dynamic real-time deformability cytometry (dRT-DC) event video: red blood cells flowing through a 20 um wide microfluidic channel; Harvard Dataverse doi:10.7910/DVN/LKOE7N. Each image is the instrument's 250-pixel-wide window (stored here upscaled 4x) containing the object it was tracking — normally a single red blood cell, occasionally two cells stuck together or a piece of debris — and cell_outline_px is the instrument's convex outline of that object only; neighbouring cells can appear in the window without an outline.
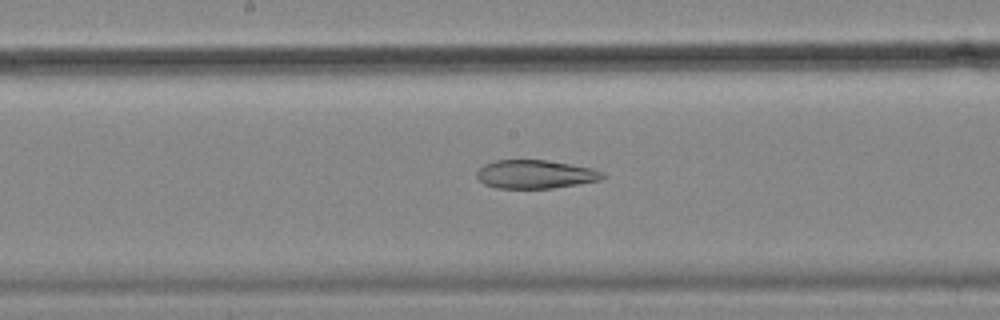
{"species": "common noctule bat (a hibernating species)", "species_latin": "Nyctalus noctula", "temperature_condition": "cold", "stored_images_in_passage": 48, "camera_frame_rate_fps": 3000, "um_per_image_px": 0.085, "animal": {"sex": "female", "body_mass_g": 18.4}, "frame": {"image": 1, "passage_image": 26, "time_ms": 8.333, "image_size_px": [1000, 320], "cell_outline_px": [[604, 176], [600, 180], [580, 184], [552, 188], [496, 188], [484, 184], [476, 176], [476, 172], [484, 164], [496, 160], [544, 160], [592, 168], [604, 172]], "centroid_in_image_um": [45.49, 14.82], "position_along_channel_um": 202.7, "area_um2": 20.81}}
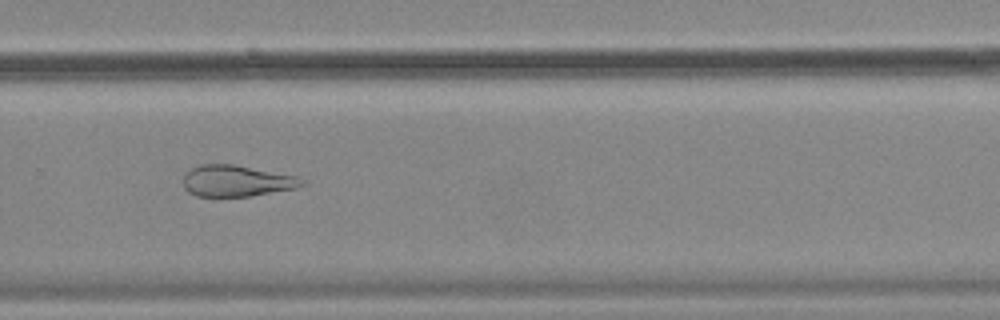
{"frame": {"image": 2, "passage_image": 35, "time_ms": 11.333, "image_size_px": [1000, 320], "cell_outline_px": [[304, 184], [296, 188], [248, 196], [196, 196], [188, 192], [184, 188], [184, 172], [200, 164], [232, 164], [296, 176], [304, 180]], "centroid_in_image_um": [20.06, 15.37], "position_along_channel_um": 309.7, "area_um2": 21.44}}
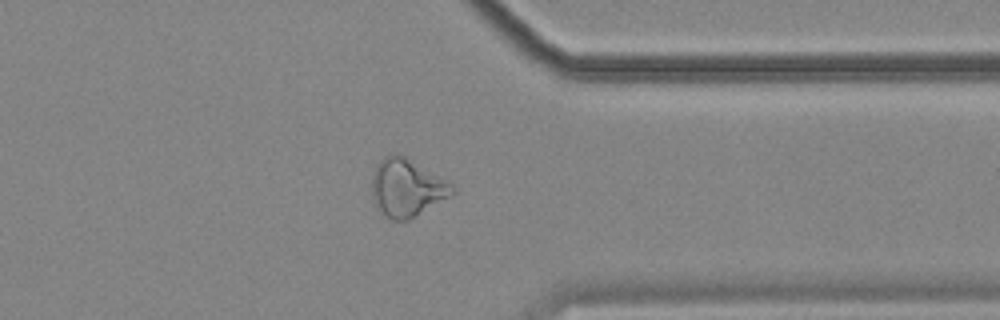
{"frame": {"image": 3, "passage_image": 41, "time_ms": 13.333, "image_size_px": [1000, 320], "cell_outline_px": [[456, 192], [452, 196], [408, 220], [392, 220], [372, 200], [372, 176], [376, 164], [384, 156], [396, 152], [404, 156], [448, 180], [456, 188]], "centroid_in_image_um": [34.61, 15.93], "position_along_channel_um": 376.8, "area_um2": 27.05}, "authors_computed_cell_mechanics": {"area_um2": 26.7325, "velocity_mm_per_s": 3.5833, "shape_relaxation_time_tau1_ms": null, "shape_relaxation_time_tau2_ms": 11.0462, "deformation_change_tau1": null, "deformation_change_tau2": 0.2465}}